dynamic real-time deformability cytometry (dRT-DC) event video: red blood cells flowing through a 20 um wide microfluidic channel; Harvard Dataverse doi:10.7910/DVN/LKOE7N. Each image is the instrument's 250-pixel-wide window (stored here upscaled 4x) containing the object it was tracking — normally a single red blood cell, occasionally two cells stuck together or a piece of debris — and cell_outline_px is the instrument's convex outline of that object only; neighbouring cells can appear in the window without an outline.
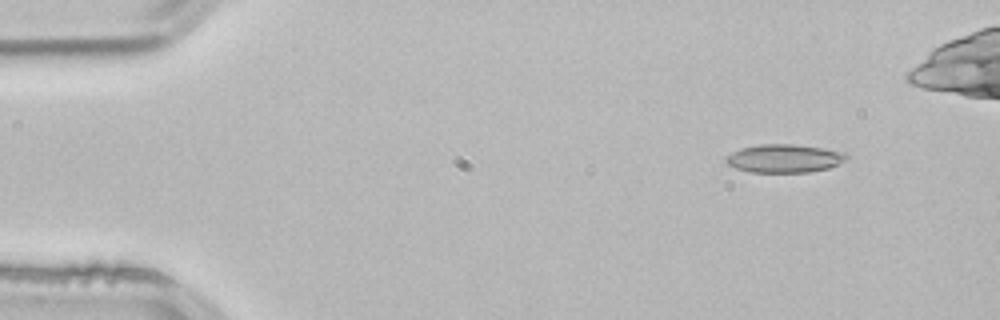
{"species": "common noctule bat (a hibernating species)", "species_latin": "Nyctalus noctula", "temperature_condition": "room temperature", "stored_images_in_passage": 3, "camera_frame_rate_fps": 3000, "um_per_image_px": 0.085, "animal": {"sex": "male", "body_mass_g": 21.5, "forearm_length_mm": 52.0}, "frame": {"image": 1, "passage_image": 1, "time_ms": 0.0, "image_size_px": [1000, 320], "cell_outline_px": [[848, 160], [828, 168], [808, 172], [748, 172], [736, 168], [728, 164], [724, 160], [732, 152], [740, 148], [760, 144], [792, 144], [820, 148], [844, 152], [848, 156]], "centroid_in_image_um": [66.66, 13.47], "position_along_channel_um": 18.3, "area_um2": 19.77}}